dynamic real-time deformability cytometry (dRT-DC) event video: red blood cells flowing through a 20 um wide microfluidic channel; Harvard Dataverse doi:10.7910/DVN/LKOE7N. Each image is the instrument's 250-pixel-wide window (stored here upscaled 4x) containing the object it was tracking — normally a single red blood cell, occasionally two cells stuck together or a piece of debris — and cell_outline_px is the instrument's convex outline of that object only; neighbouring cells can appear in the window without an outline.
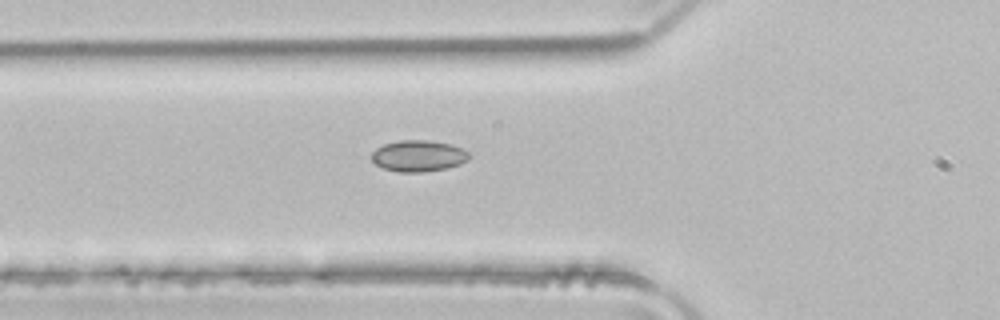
{"species": "common noctule bat (a hibernating species)", "species_latin": "Nyctalus noctula", "temperature_condition": "room temperature", "stored_images_in_passage": 37, "camera_frame_rate_fps": 3000, "um_per_image_px": 0.085, "animal": {"sex": "male", "body_mass_g": 21.5, "forearm_length_mm": 52.0}, "frame": {"image": 1, "passage_image": 9, "time_ms": 2.667, "image_size_px": [1000, 320], "cell_outline_px": [[472, 156], [468, 160], [460, 164], [448, 168], [424, 172], [400, 172], [384, 168], [376, 164], [372, 160], [372, 152], [376, 148], [384, 144], [400, 140], [428, 140], [452, 144], [464, 148]], "centroid_in_image_um": [35.62, 13.25], "position_along_channel_um": 90.2, "area_um2": 17.98}}
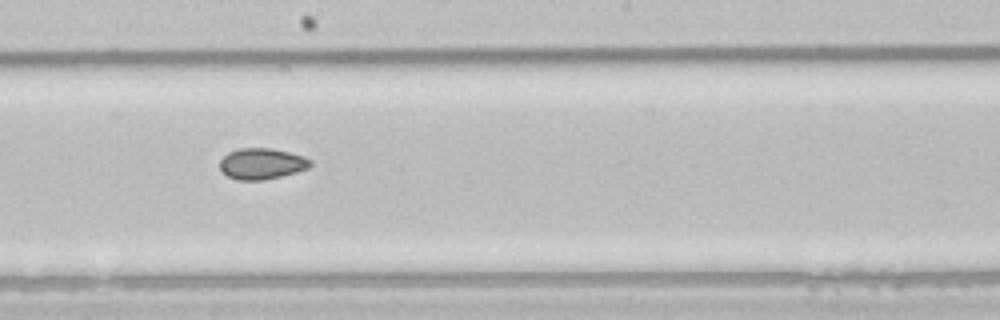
{"frame": {"image": 2, "passage_image": 19, "time_ms": 6.0, "image_size_px": [1000, 320], "cell_outline_px": [[312, 164], [308, 168], [296, 172], [264, 180], [236, 180], [220, 172], [220, 160], [228, 152], [240, 148], [272, 148], [304, 156], [312, 160]], "centroid_in_image_um": [22.24, 13.91], "position_along_channel_um": 226.0, "area_um2": 16.47}}
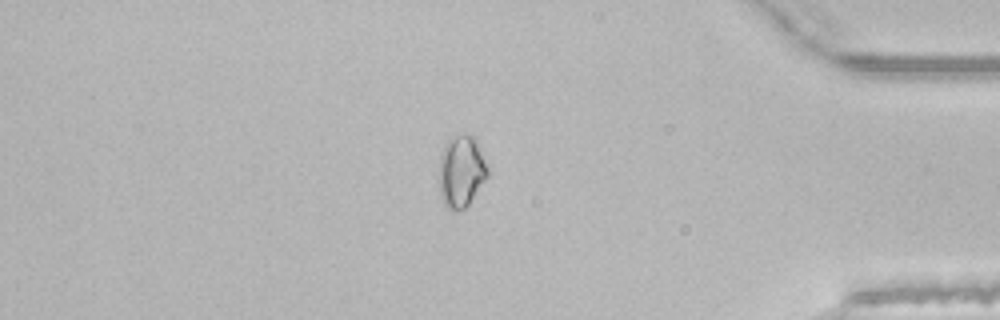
{"frame": {"image": 3, "passage_image": 34, "time_ms": 11.0, "image_size_px": [1000, 320], "cell_outline_px": [[492, 172], [468, 204], [464, 208], [456, 212], [452, 212], [444, 204], [440, 196], [440, 156], [444, 144], [448, 140], [456, 136], [468, 132], [476, 140]], "centroid_in_image_um": [39.25, 14.56], "position_along_channel_um": 396.0, "area_um2": 20.69}}